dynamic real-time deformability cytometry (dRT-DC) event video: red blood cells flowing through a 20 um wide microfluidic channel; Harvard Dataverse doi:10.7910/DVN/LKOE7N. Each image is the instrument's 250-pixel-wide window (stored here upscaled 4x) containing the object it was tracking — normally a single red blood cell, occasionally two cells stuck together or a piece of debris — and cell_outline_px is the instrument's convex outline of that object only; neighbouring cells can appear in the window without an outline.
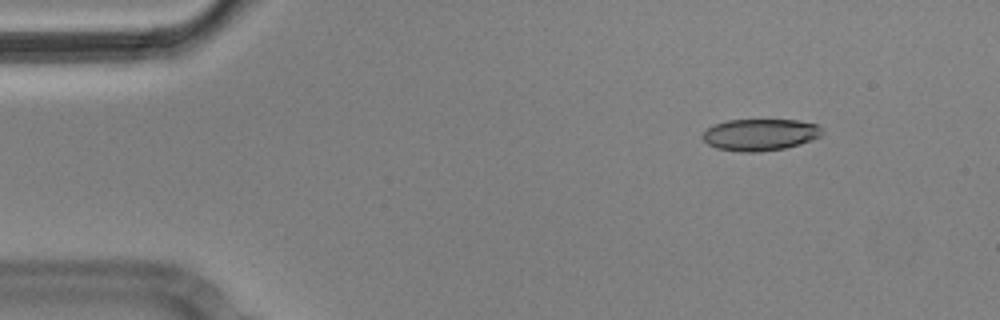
{"species": "Egyptian fruit bat (a non-hibernating species)", "species_latin": "Rousettus aegyptiacus", "temperature_condition": "cold", "stored_images_in_passage": 7, "camera_frame_rate_fps": 3000, "um_per_image_px": 0.085, "animal": {"sex": "male"}, "frame": {"image": 1, "passage_image": 2, "time_ms": 0.333, "image_size_px": [1000, 320], "cell_outline_px": [[824, 132], [820, 136], [812, 140], [800, 144], [784, 148], [756, 152], [740, 152], [716, 148], [708, 144], [700, 136], [708, 128], [716, 124], [728, 120], [800, 120], [816, 124]], "centroid_in_image_um": [64.61, 11.45], "position_along_channel_um": 20.4, "area_um2": 22.08}}
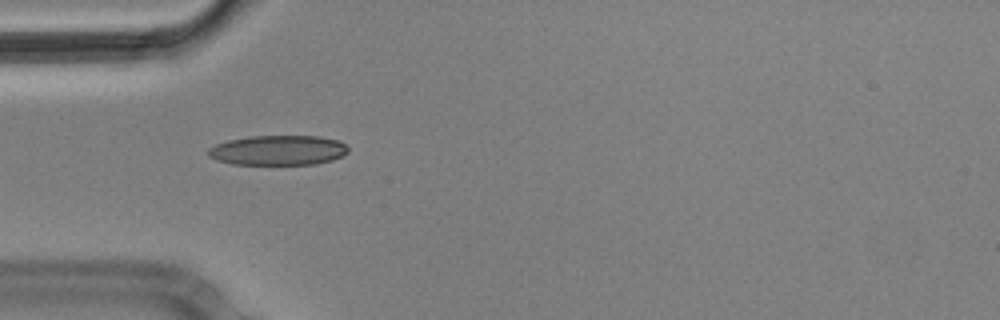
{"frame": {"image": 2, "passage_image": 5, "time_ms": 1.333, "image_size_px": [1000, 320], "cell_outline_px": [[348, 152], [344, 156], [332, 160], [316, 164], [232, 164], [216, 160], [208, 156], [208, 148], [216, 144], [228, 140], [248, 136], [320, 136], [340, 140], [348, 148]], "centroid_in_image_um": [23.65, 12.77], "position_along_channel_um": 61.3, "area_um2": 24.57}}